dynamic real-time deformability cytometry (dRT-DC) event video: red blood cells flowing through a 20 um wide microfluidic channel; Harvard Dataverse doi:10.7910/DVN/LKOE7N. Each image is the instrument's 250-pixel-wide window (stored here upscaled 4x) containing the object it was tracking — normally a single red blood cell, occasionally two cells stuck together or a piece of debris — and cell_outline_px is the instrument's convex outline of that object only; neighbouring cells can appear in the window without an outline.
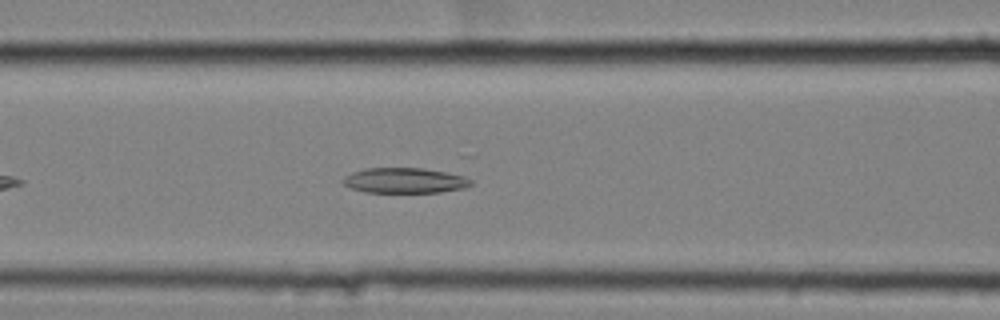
{"species": "common noctule bat (a hibernating species)", "species_latin": "Nyctalus noctula", "temperature_condition": "cold", "stored_images_in_passage": 17, "camera_frame_rate_fps": 3000, "um_per_image_px": 0.085, "animal": {"sex": "female", "body_mass_g": 25.1}, "frame": {"image": 1, "passage_image": 10, "time_ms": 3.0, "image_size_px": [1000, 320], "cell_outline_px": [[472, 184], [464, 188], [440, 192], [364, 192], [352, 188], [344, 184], [340, 180], [344, 176], [352, 172], [368, 168], [424, 168], [464, 176], [472, 180]], "centroid_in_image_um": [34.38, 15.34], "position_along_channel_um": 132.2, "area_um2": 18.79}}
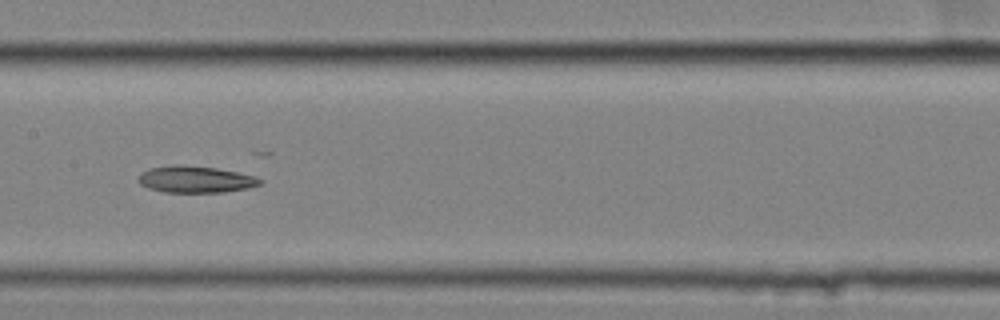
{"frame": {"image": 2, "passage_image": 15, "time_ms": 4.667, "image_size_px": [1000, 320], "cell_outline_px": [[264, 180], [260, 184], [248, 188], [224, 192], [164, 192], [148, 188], [140, 184], [136, 180], [148, 168], [172, 164], [176, 164], [216, 168], [256, 176]], "centroid_in_image_um": [16.61, 15.24], "position_along_channel_um": 190.8, "area_um2": 18.96}}